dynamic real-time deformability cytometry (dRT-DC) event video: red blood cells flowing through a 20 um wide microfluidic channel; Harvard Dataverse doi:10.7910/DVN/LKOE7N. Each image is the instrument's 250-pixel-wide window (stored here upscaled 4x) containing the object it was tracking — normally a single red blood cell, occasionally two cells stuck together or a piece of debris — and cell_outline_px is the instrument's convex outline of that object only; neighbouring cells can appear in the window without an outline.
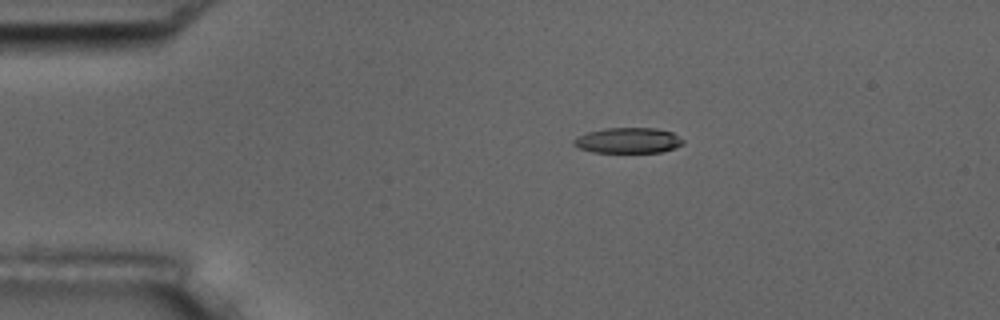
{"species": "common noctule bat (a hibernating species)", "species_latin": "Nyctalus noctula", "temperature_condition": "room temperature", "stored_images_in_passage": 2, "camera_frame_rate_fps": 3000, "um_per_image_px": 0.085, "animal": {"sex": "male", "body_mass_g": 17.5, "forearm_length_mm": 52.3}, "frame": {"image": 1, "passage_image": 1, "time_ms": 0.0, "image_size_px": [1000, 320], "cell_outline_px": [[684, 144], [676, 148], [660, 152], [592, 152], [580, 148], [572, 144], [572, 140], [576, 136], [588, 132], [604, 128], [656, 128], [672, 132], [684, 140]], "centroid_in_image_um": [53.39, 11.93], "position_along_channel_um": 31.6, "area_um2": 16.36}}